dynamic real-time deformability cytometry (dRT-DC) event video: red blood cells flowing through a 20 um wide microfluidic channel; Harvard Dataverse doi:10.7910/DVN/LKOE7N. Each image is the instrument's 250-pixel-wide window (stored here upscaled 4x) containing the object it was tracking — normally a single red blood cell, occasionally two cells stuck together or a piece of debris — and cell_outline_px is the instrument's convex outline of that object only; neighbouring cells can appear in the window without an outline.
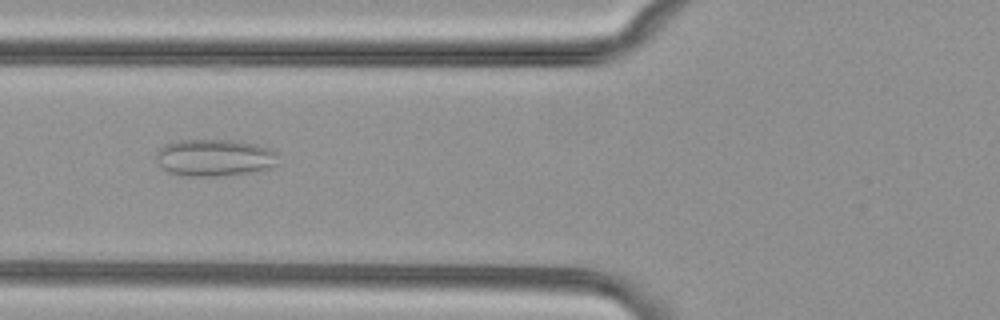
{"species": "common noctule bat (a hibernating species)", "species_latin": "Nyctalus noctula", "temperature_condition": "cold", "stored_images_in_passage": 54, "camera_frame_rate_fps": 3000, "um_per_image_px": 0.085, "animal": {"sex": "female", "body_mass_g": 29.2, "forearm_length_mm": 56.3}, "frame": {"image": 1, "passage_image": 21, "time_ms": 6.667, "image_size_px": [1000, 320], "cell_outline_px": [[280, 164], [272, 168], [252, 172], [220, 176], [180, 176], [168, 172], [156, 160], [156, 152], [164, 144], [176, 140], [232, 140], [260, 144], [280, 152]], "centroid_in_image_um": [18.32, 13.4], "position_along_channel_um": 107.5, "area_um2": 27.11}}
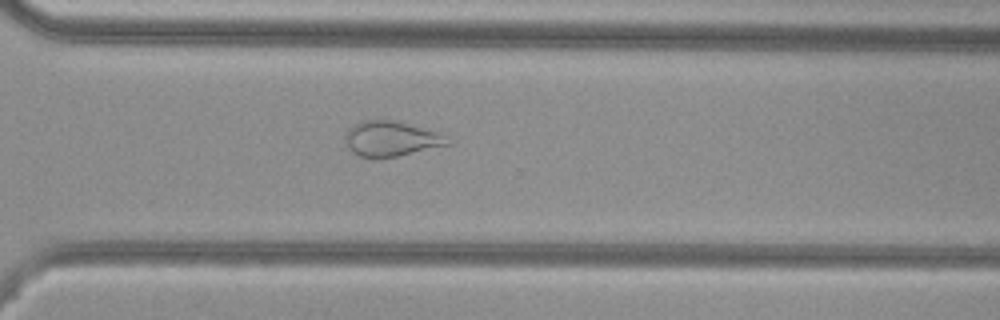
{"frame": {"image": 2, "passage_image": 39, "time_ms": 12.667, "image_size_px": [1000, 320], "cell_outline_px": [[452, 144], [396, 156], [360, 156], [352, 152], [348, 148], [344, 140], [344, 132], [348, 128], [360, 120], [392, 120], [440, 132]], "centroid_in_image_um": [33.2, 11.77], "position_along_channel_um": 337.4, "area_um2": 20.75}}
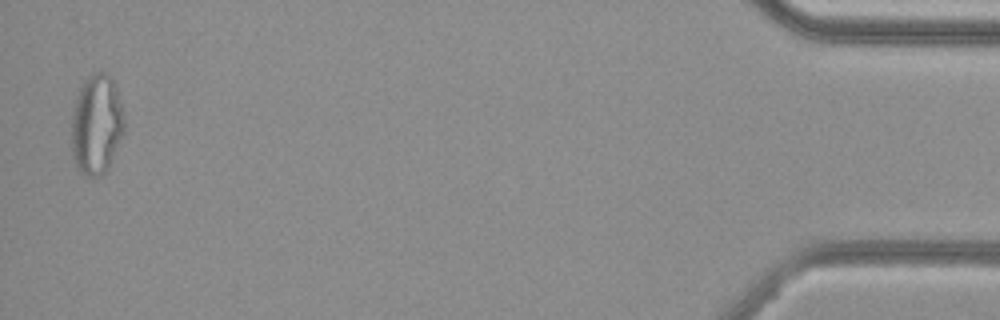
{"frame": {"image": 3, "passage_image": 53, "time_ms": 17.333, "image_size_px": [1000, 320], "cell_outline_px": [[124, 132], [108, 168], [100, 176], [88, 176], [80, 172], [72, 156], [72, 112], [76, 96], [84, 80], [88, 76], [96, 72], [104, 72], [112, 76], [124, 112]], "centroid_in_image_um": [8.21, 10.56], "position_along_channel_um": 427.0, "area_um2": 30.87}, "authors_computed_cell_mechanics": {"area_um2": 28.2064, "velocity_mm_per_s": 3.8371, "shape_relaxation_time_tau1_ms": null, "shape_relaxation_time_tau2_ms": 1.4062, "deformation_change_tau1": null, "deformation_change_tau2": 0.0877}}